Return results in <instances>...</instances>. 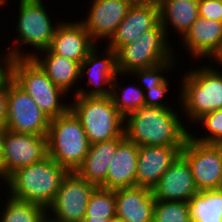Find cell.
Listing matches in <instances>:
<instances>
[{"label": "cell", "instance_id": "obj_39", "mask_svg": "<svg viewBox=\"0 0 222 222\" xmlns=\"http://www.w3.org/2000/svg\"><path fill=\"white\" fill-rule=\"evenodd\" d=\"M216 190L222 192V165H221V169H220V177H219V180H218Z\"/></svg>", "mask_w": 222, "mask_h": 222}, {"label": "cell", "instance_id": "obj_19", "mask_svg": "<svg viewBox=\"0 0 222 222\" xmlns=\"http://www.w3.org/2000/svg\"><path fill=\"white\" fill-rule=\"evenodd\" d=\"M160 23V10L152 6L132 5L118 25L116 33L107 41V47L117 52L122 46L133 42L139 35Z\"/></svg>", "mask_w": 222, "mask_h": 222}, {"label": "cell", "instance_id": "obj_36", "mask_svg": "<svg viewBox=\"0 0 222 222\" xmlns=\"http://www.w3.org/2000/svg\"><path fill=\"white\" fill-rule=\"evenodd\" d=\"M131 5L152 6L160 9L164 0H129Z\"/></svg>", "mask_w": 222, "mask_h": 222}, {"label": "cell", "instance_id": "obj_25", "mask_svg": "<svg viewBox=\"0 0 222 222\" xmlns=\"http://www.w3.org/2000/svg\"><path fill=\"white\" fill-rule=\"evenodd\" d=\"M190 222H222V192L198 191L187 202Z\"/></svg>", "mask_w": 222, "mask_h": 222}, {"label": "cell", "instance_id": "obj_38", "mask_svg": "<svg viewBox=\"0 0 222 222\" xmlns=\"http://www.w3.org/2000/svg\"><path fill=\"white\" fill-rule=\"evenodd\" d=\"M5 127H0V170L2 165V159H3V147H4V139H5Z\"/></svg>", "mask_w": 222, "mask_h": 222}, {"label": "cell", "instance_id": "obj_37", "mask_svg": "<svg viewBox=\"0 0 222 222\" xmlns=\"http://www.w3.org/2000/svg\"><path fill=\"white\" fill-rule=\"evenodd\" d=\"M213 59L212 61H215L213 63L218 65L220 64V67H222V43L220 44L219 48L217 49V51L211 56L210 60ZM218 62V63H216Z\"/></svg>", "mask_w": 222, "mask_h": 222}, {"label": "cell", "instance_id": "obj_21", "mask_svg": "<svg viewBox=\"0 0 222 222\" xmlns=\"http://www.w3.org/2000/svg\"><path fill=\"white\" fill-rule=\"evenodd\" d=\"M138 151L139 146L126 137L119 143L109 164L106 189L136 186Z\"/></svg>", "mask_w": 222, "mask_h": 222}, {"label": "cell", "instance_id": "obj_30", "mask_svg": "<svg viewBox=\"0 0 222 222\" xmlns=\"http://www.w3.org/2000/svg\"><path fill=\"white\" fill-rule=\"evenodd\" d=\"M153 222H190L187 202L156 200Z\"/></svg>", "mask_w": 222, "mask_h": 222}, {"label": "cell", "instance_id": "obj_22", "mask_svg": "<svg viewBox=\"0 0 222 222\" xmlns=\"http://www.w3.org/2000/svg\"><path fill=\"white\" fill-rule=\"evenodd\" d=\"M124 138L118 137L109 141L90 144L83 163L75 172L84 180L106 189L109 164L119 143Z\"/></svg>", "mask_w": 222, "mask_h": 222}, {"label": "cell", "instance_id": "obj_17", "mask_svg": "<svg viewBox=\"0 0 222 222\" xmlns=\"http://www.w3.org/2000/svg\"><path fill=\"white\" fill-rule=\"evenodd\" d=\"M155 202L147 187L115 190L116 222H153Z\"/></svg>", "mask_w": 222, "mask_h": 222}, {"label": "cell", "instance_id": "obj_6", "mask_svg": "<svg viewBox=\"0 0 222 222\" xmlns=\"http://www.w3.org/2000/svg\"><path fill=\"white\" fill-rule=\"evenodd\" d=\"M18 18L16 23L17 37L13 47L6 49L13 57L28 58L25 45L35 48L38 52L50 47L58 23L52 22L50 14L44 6L43 0H19ZM54 23V24H53ZM17 44V45H16ZM24 51V52H23Z\"/></svg>", "mask_w": 222, "mask_h": 222}, {"label": "cell", "instance_id": "obj_29", "mask_svg": "<svg viewBox=\"0 0 222 222\" xmlns=\"http://www.w3.org/2000/svg\"><path fill=\"white\" fill-rule=\"evenodd\" d=\"M196 123H200L198 126H202L208 133H205L206 136L201 134L202 137L199 138L189 130V135L193 140L199 143L222 145V109L203 115L195 122V125Z\"/></svg>", "mask_w": 222, "mask_h": 222}, {"label": "cell", "instance_id": "obj_4", "mask_svg": "<svg viewBox=\"0 0 222 222\" xmlns=\"http://www.w3.org/2000/svg\"><path fill=\"white\" fill-rule=\"evenodd\" d=\"M47 148L48 156L68 172H75L83 163L90 143L80 120L70 109L50 119Z\"/></svg>", "mask_w": 222, "mask_h": 222}, {"label": "cell", "instance_id": "obj_13", "mask_svg": "<svg viewBox=\"0 0 222 222\" xmlns=\"http://www.w3.org/2000/svg\"><path fill=\"white\" fill-rule=\"evenodd\" d=\"M98 47L96 45L80 65V77L84 78L83 75L87 74L89 79L86 86L91 85L93 87L90 86L91 90H88V88L84 89L81 86V89L77 88L76 92L73 91L75 96H110L113 81L119 73L117 68V54L114 50L106 46L105 50H103L104 52L98 55V49H100Z\"/></svg>", "mask_w": 222, "mask_h": 222}, {"label": "cell", "instance_id": "obj_2", "mask_svg": "<svg viewBox=\"0 0 222 222\" xmlns=\"http://www.w3.org/2000/svg\"><path fill=\"white\" fill-rule=\"evenodd\" d=\"M67 174L66 169L47 156L40 162L14 171L4 182L10 197L48 210Z\"/></svg>", "mask_w": 222, "mask_h": 222}, {"label": "cell", "instance_id": "obj_5", "mask_svg": "<svg viewBox=\"0 0 222 222\" xmlns=\"http://www.w3.org/2000/svg\"><path fill=\"white\" fill-rule=\"evenodd\" d=\"M73 96L70 110L80 120L90 144L124 135V117L108 97Z\"/></svg>", "mask_w": 222, "mask_h": 222}, {"label": "cell", "instance_id": "obj_18", "mask_svg": "<svg viewBox=\"0 0 222 222\" xmlns=\"http://www.w3.org/2000/svg\"><path fill=\"white\" fill-rule=\"evenodd\" d=\"M183 147L139 146L136 186L152 189Z\"/></svg>", "mask_w": 222, "mask_h": 222}, {"label": "cell", "instance_id": "obj_40", "mask_svg": "<svg viewBox=\"0 0 222 222\" xmlns=\"http://www.w3.org/2000/svg\"><path fill=\"white\" fill-rule=\"evenodd\" d=\"M42 222H57L50 218L48 215L42 220Z\"/></svg>", "mask_w": 222, "mask_h": 222}, {"label": "cell", "instance_id": "obj_1", "mask_svg": "<svg viewBox=\"0 0 222 222\" xmlns=\"http://www.w3.org/2000/svg\"><path fill=\"white\" fill-rule=\"evenodd\" d=\"M181 120L174 107L144 105L124 118V135L137 146L183 147L190 129Z\"/></svg>", "mask_w": 222, "mask_h": 222}, {"label": "cell", "instance_id": "obj_14", "mask_svg": "<svg viewBox=\"0 0 222 222\" xmlns=\"http://www.w3.org/2000/svg\"><path fill=\"white\" fill-rule=\"evenodd\" d=\"M91 4L86 19H80V21L96 43L100 39L109 41L131 8V2L129 0H93Z\"/></svg>", "mask_w": 222, "mask_h": 222}, {"label": "cell", "instance_id": "obj_11", "mask_svg": "<svg viewBox=\"0 0 222 222\" xmlns=\"http://www.w3.org/2000/svg\"><path fill=\"white\" fill-rule=\"evenodd\" d=\"M48 156L47 136L16 133L6 129L0 180L19 168L42 161Z\"/></svg>", "mask_w": 222, "mask_h": 222}, {"label": "cell", "instance_id": "obj_8", "mask_svg": "<svg viewBox=\"0 0 222 222\" xmlns=\"http://www.w3.org/2000/svg\"><path fill=\"white\" fill-rule=\"evenodd\" d=\"M161 23L142 33L133 42L122 46L117 52V68L121 76L131 75L138 69L157 66L176 56L169 44Z\"/></svg>", "mask_w": 222, "mask_h": 222}, {"label": "cell", "instance_id": "obj_35", "mask_svg": "<svg viewBox=\"0 0 222 222\" xmlns=\"http://www.w3.org/2000/svg\"><path fill=\"white\" fill-rule=\"evenodd\" d=\"M7 120V84L0 88V127H6Z\"/></svg>", "mask_w": 222, "mask_h": 222}, {"label": "cell", "instance_id": "obj_15", "mask_svg": "<svg viewBox=\"0 0 222 222\" xmlns=\"http://www.w3.org/2000/svg\"><path fill=\"white\" fill-rule=\"evenodd\" d=\"M155 200L188 202L198 193L191 167L180 153L152 188Z\"/></svg>", "mask_w": 222, "mask_h": 222}, {"label": "cell", "instance_id": "obj_42", "mask_svg": "<svg viewBox=\"0 0 222 222\" xmlns=\"http://www.w3.org/2000/svg\"><path fill=\"white\" fill-rule=\"evenodd\" d=\"M2 1H4V5H6V3H7L8 0H2Z\"/></svg>", "mask_w": 222, "mask_h": 222}, {"label": "cell", "instance_id": "obj_12", "mask_svg": "<svg viewBox=\"0 0 222 222\" xmlns=\"http://www.w3.org/2000/svg\"><path fill=\"white\" fill-rule=\"evenodd\" d=\"M198 191L216 189L222 165V145L196 142L189 135L181 150Z\"/></svg>", "mask_w": 222, "mask_h": 222}, {"label": "cell", "instance_id": "obj_9", "mask_svg": "<svg viewBox=\"0 0 222 222\" xmlns=\"http://www.w3.org/2000/svg\"><path fill=\"white\" fill-rule=\"evenodd\" d=\"M50 118L33 98L12 79L7 83L6 129L16 133L47 136Z\"/></svg>", "mask_w": 222, "mask_h": 222}, {"label": "cell", "instance_id": "obj_34", "mask_svg": "<svg viewBox=\"0 0 222 222\" xmlns=\"http://www.w3.org/2000/svg\"><path fill=\"white\" fill-rule=\"evenodd\" d=\"M3 52L5 57L0 58V88L4 87L12 79V63L14 60V57L9 52L6 54V50Z\"/></svg>", "mask_w": 222, "mask_h": 222}, {"label": "cell", "instance_id": "obj_23", "mask_svg": "<svg viewBox=\"0 0 222 222\" xmlns=\"http://www.w3.org/2000/svg\"><path fill=\"white\" fill-rule=\"evenodd\" d=\"M40 53L42 55L36 52H29L28 58H33L52 82L65 93L73 91L72 87L80 84L79 81L82 78L80 77L81 64L79 62L53 54L49 49L42 50Z\"/></svg>", "mask_w": 222, "mask_h": 222}, {"label": "cell", "instance_id": "obj_10", "mask_svg": "<svg viewBox=\"0 0 222 222\" xmlns=\"http://www.w3.org/2000/svg\"><path fill=\"white\" fill-rule=\"evenodd\" d=\"M96 188L76 172H68L47 215L57 222H84L87 204Z\"/></svg>", "mask_w": 222, "mask_h": 222}, {"label": "cell", "instance_id": "obj_16", "mask_svg": "<svg viewBox=\"0 0 222 222\" xmlns=\"http://www.w3.org/2000/svg\"><path fill=\"white\" fill-rule=\"evenodd\" d=\"M96 44L80 20L74 22L62 20L56 28L48 49L53 54L81 64Z\"/></svg>", "mask_w": 222, "mask_h": 222}, {"label": "cell", "instance_id": "obj_26", "mask_svg": "<svg viewBox=\"0 0 222 222\" xmlns=\"http://www.w3.org/2000/svg\"><path fill=\"white\" fill-rule=\"evenodd\" d=\"M84 222H116L115 190L97 187L93 191Z\"/></svg>", "mask_w": 222, "mask_h": 222}, {"label": "cell", "instance_id": "obj_28", "mask_svg": "<svg viewBox=\"0 0 222 222\" xmlns=\"http://www.w3.org/2000/svg\"><path fill=\"white\" fill-rule=\"evenodd\" d=\"M120 75L122 74L118 73L113 81L110 97L116 109L125 118L130 113L135 112L137 109L145 105L144 90L139 84L133 86L128 85L125 86V88H121L119 86L120 83L118 82V79H120L118 77Z\"/></svg>", "mask_w": 222, "mask_h": 222}, {"label": "cell", "instance_id": "obj_32", "mask_svg": "<svg viewBox=\"0 0 222 222\" xmlns=\"http://www.w3.org/2000/svg\"><path fill=\"white\" fill-rule=\"evenodd\" d=\"M168 78L159 86L153 87L152 89L144 90V102L146 106H161L171 107V105L164 103L162 100L165 99V95L170 92Z\"/></svg>", "mask_w": 222, "mask_h": 222}, {"label": "cell", "instance_id": "obj_7", "mask_svg": "<svg viewBox=\"0 0 222 222\" xmlns=\"http://www.w3.org/2000/svg\"><path fill=\"white\" fill-rule=\"evenodd\" d=\"M12 80L28 93L39 108L50 118L64 115L70 104L61 88L56 86L33 58H16L12 63Z\"/></svg>", "mask_w": 222, "mask_h": 222}, {"label": "cell", "instance_id": "obj_41", "mask_svg": "<svg viewBox=\"0 0 222 222\" xmlns=\"http://www.w3.org/2000/svg\"><path fill=\"white\" fill-rule=\"evenodd\" d=\"M4 1L0 0V8L3 7Z\"/></svg>", "mask_w": 222, "mask_h": 222}, {"label": "cell", "instance_id": "obj_27", "mask_svg": "<svg viewBox=\"0 0 222 222\" xmlns=\"http://www.w3.org/2000/svg\"><path fill=\"white\" fill-rule=\"evenodd\" d=\"M7 199L0 212V222H42L47 216V210L38 204L17 200L9 195Z\"/></svg>", "mask_w": 222, "mask_h": 222}, {"label": "cell", "instance_id": "obj_33", "mask_svg": "<svg viewBox=\"0 0 222 222\" xmlns=\"http://www.w3.org/2000/svg\"><path fill=\"white\" fill-rule=\"evenodd\" d=\"M199 17L222 22V0L198 2Z\"/></svg>", "mask_w": 222, "mask_h": 222}, {"label": "cell", "instance_id": "obj_31", "mask_svg": "<svg viewBox=\"0 0 222 222\" xmlns=\"http://www.w3.org/2000/svg\"><path fill=\"white\" fill-rule=\"evenodd\" d=\"M174 63L177 64L176 60H168L154 67L135 70L131 74L135 75L134 77H137V80H140L141 85L139 84V86L142 89H152L161 85L167 79L166 73L169 72L168 69H174Z\"/></svg>", "mask_w": 222, "mask_h": 222}, {"label": "cell", "instance_id": "obj_24", "mask_svg": "<svg viewBox=\"0 0 222 222\" xmlns=\"http://www.w3.org/2000/svg\"><path fill=\"white\" fill-rule=\"evenodd\" d=\"M199 0H164L160 10V23L166 36L170 35L169 27L178 32L179 37L184 36L192 24L198 19ZM168 25H170L168 27Z\"/></svg>", "mask_w": 222, "mask_h": 222}, {"label": "cell", "instance_id": "obj_3", "mask_svg": "<svg viewBox=\"0 0 222 222\" xmlns=\"http://www.w3.org/2000/svg\"><path fill=\"white\" fill-rule=\"evenodd\" d=\"M195 67L184 73L179 93V110L182 106L189 123H195L203 115L222 109V71L206 64Z\"/></svg>", "mask_w": 222, "mask_h": 222}, {"label": "cell", "instance_id": "obj_20", "mask_svg": "<svg viewBox=\"0 0 222 222\" xmlns=\"http://www.w3.org/2000/svg\"><path fill=\"white\" fill-rule=\"evenodd\" d=\"M181 39L194 60L209 57L208 61L222 43V22L198 17Z\"/></svg>", "mask_w": 222, "mask_h": 222}]
</instances>
